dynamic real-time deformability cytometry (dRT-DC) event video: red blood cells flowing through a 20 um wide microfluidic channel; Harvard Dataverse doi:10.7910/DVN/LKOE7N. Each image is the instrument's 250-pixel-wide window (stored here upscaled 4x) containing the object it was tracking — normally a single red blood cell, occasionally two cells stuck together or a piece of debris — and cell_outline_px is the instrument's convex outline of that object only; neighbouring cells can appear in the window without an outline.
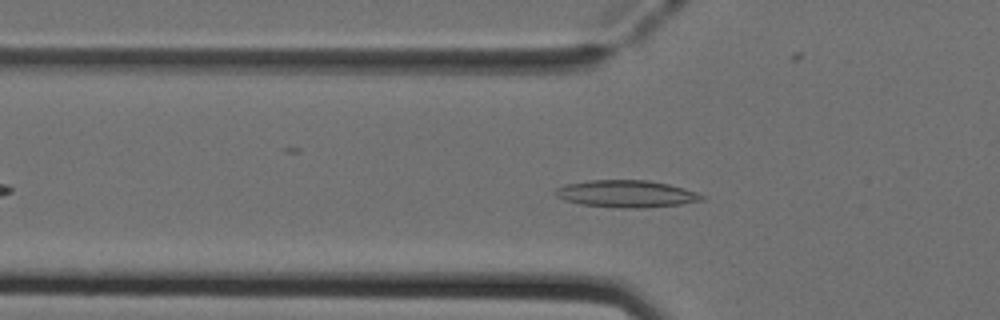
{"species": "Egyptian fruit bat (a non-hibernating species)", "species_latin": "Rousettus aegyptiacus", "temperature_condition": "cold", "stored_images_in_passage": 45, "camera_frame_rate_fps": 3000, "um_per_image_px": 0.085, "animal": {"sex": "female"}, "frame": {"image": 1, "passage_image": 11, "time_ms": 3.333, "image_size_px": [1000, 320], "cell_outline_px": [[708, 196], [704, 200], [680, 204], [644, 208], [620, 208], [580, 204], [564, 200], [556, 196], [552, 192], [556, 188], [564, 184], [588, 180], [648, 180], [668, 184], [684, 188]], "centroid_in_image_um": [53.23, 16.47], "position_along_channel_um": 72.6, "area_um2": 23.41}}
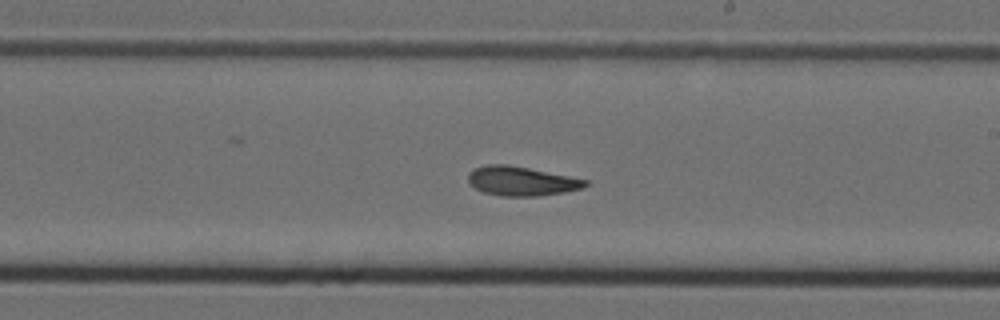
{"frame": {"image": 2, "passage_image": 24, "time_ms": 7.667, "image_size_px": [1000, 320], "cell_outline_px": [[588, 184], [584, 188], [564, 192], [540, 196], [500, 196], [484, 192], [476, 188], [468, 180], [468, 172], [472, 168], [488, 164], [508, 164], [588, 180]], "centroid_in_image_um": [44.31, 15.39], "position_along_channel_um": 244.7, "area_um2": 19.94}}
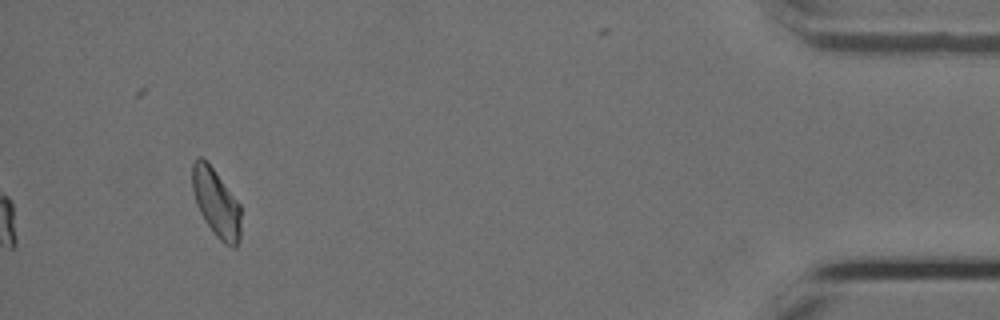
{"frame": {"image": 3, "passage_image": 42, "time_ms": 13.667, "image_size_px": [1000, 320], "cell_outline_px": [[240, 240], [236, 248], [232, 248], [224, 244], [216, 236], [204, 220], [196, 204], [192, 188], [192, 164], [196, 156], [200, 156], [212, 168], [240, 204]], "centroid_in_image_um": [18.37, 17.28], "position_along_channel_um": 416.8, "area_um2": 19.19}, "authors_computed_cell_mechanics": {"area_um2": 19.9988, "velocity_mm_per_s": 3.9538, "shape_relaxation_time_tau1_ms": 11.0912, "shape_relaxation_time_tau2_ms": 5.2976, "deformation_change_tau1": 0.2417, "deformation_change_tau2": 0.1313}}